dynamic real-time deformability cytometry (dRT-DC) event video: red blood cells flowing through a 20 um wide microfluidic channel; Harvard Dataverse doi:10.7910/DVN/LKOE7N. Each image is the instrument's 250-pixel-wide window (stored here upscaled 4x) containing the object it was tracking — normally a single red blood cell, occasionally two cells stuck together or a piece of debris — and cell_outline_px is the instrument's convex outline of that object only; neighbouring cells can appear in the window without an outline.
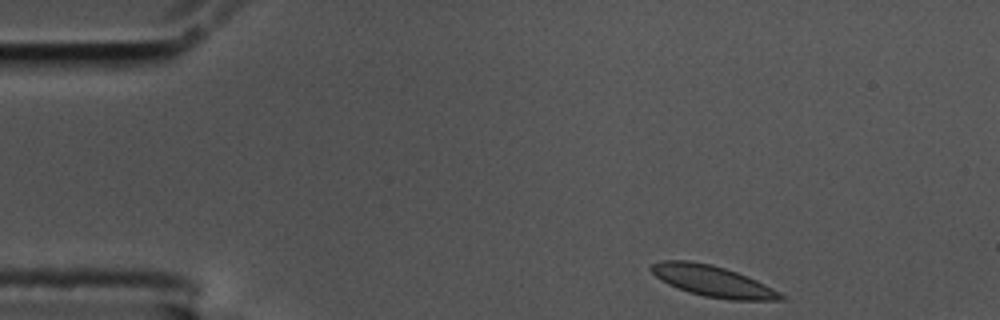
{"species": "common noctule bat (a hibernating species)", "species_latin": "Nyctalus noctula", "temperature_condition": "cold", "stored_images_in_passage": 52, "segment_of_instrument_passage": [1, 2], "camera_frame_rate_fps": 3000, "um_per_image_px": 0.085, "animal": {"sex": "male", "body_mass_g": 17.5, "forearm_length_mm": 52.3}, "frame": {"image": 1, "passage_image": 1, "time_ms": 0.0, "image_size_px": [1000, 320], "cell_outline_px": [[784, 300], [732, 300], [704, 296], [688, 292], [668, 284], [656, 276], [648, 268], [652, 264], [660, 260], [688, 260], [712, 264], [748, 276], [780, 292], [784, 296]], "centroid_in_image_um": [60.56, 23.89], "position_along_channel_um": 24.4, "area_um2": 23.35}}
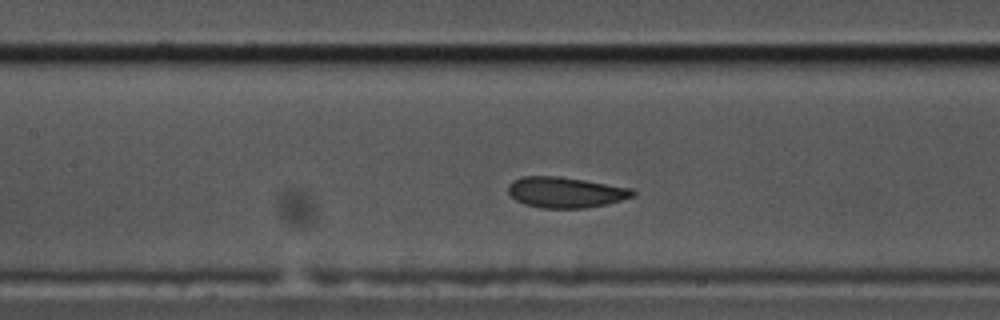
{"frame": {"image": 2, "passage_image": 19, "time_ms": 6.0, "image_size_px": [1000, 320], "cell_outline_px": [[636, 192], [632, 196], [608, 204], [584, 208], [540, 208], [524, 204], [516, 200], [508, 192], [508, 184], [512, 180], [524, 176], [560, 176], [632, 188]], "centroid_in_image_um": [48.04, 16.34], "position_along_channel_um": 159.4, "area_um2": 22.31}}
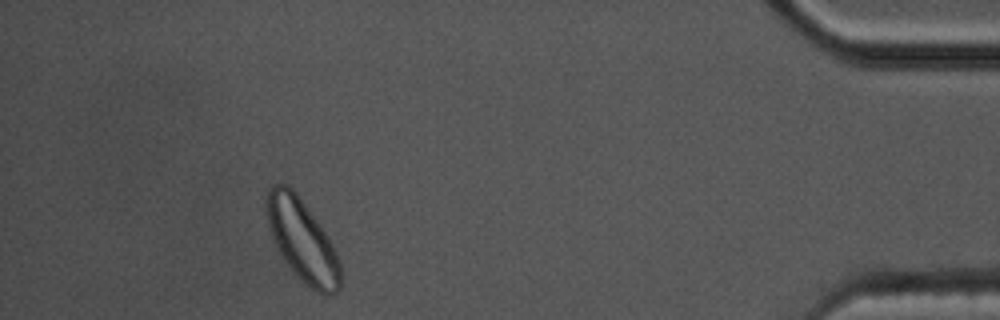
{"frame": {"image": 3, "passage_image": 46, "time_ms": 15.0, "image_size_px": [1000, 320], "cell_outline_px": [[340, 288], [332, 296], [324, 296], [316, 292], [288, 264], [280, 252], [272, 236], [268, 220], [264, 200], [264, 196], [268, 188], [272, 184], [288, 184], [296, 192], [328, 236], [340, 260]], "centroid_in_image_um": [25.7, 20.39], "position_along_channel_um": 409.5, "area_um2": 34.85}}